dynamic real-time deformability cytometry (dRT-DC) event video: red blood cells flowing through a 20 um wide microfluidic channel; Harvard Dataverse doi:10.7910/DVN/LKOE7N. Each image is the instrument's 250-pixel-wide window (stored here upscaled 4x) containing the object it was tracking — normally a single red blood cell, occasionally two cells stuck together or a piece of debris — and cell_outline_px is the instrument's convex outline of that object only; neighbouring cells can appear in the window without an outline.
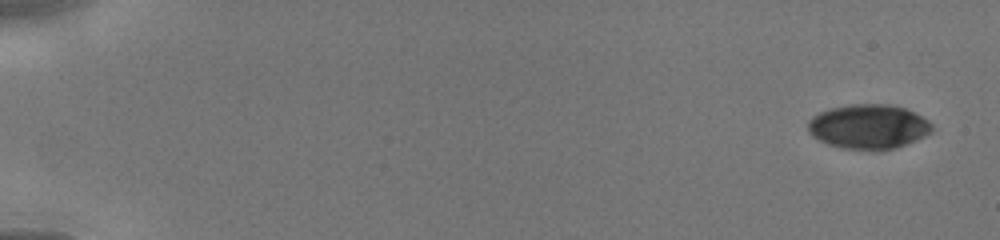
{"species": "human", "species_latin": "Homo sapiens", "temperature_condition": "cold", "stored_images_in_passage": 6, "camera_frame_rate_fps": 3000, "um_per_image_px": 0.085, "donor": {"sex": "male"}, "frame": {"image": 1, "passage_image": 1, "time_ms": 0.0, "image_size_px": [1000, 240], "cell_outline_px": [[932, 132], [916, 140], [896, 148], [880, 152], [876, 152], [840, 148], [828, 144], [812, 136], [808, 132], [808, 120], [812, 116], [820, 112], [832, 108], [848, 104], [888, 104], [904, 108], [928, 120], [932, 124]], "centroid_in_image_um": [73.81, 10.79], "position_along_channel_um": 11.2, "area_um2": 32.6}}
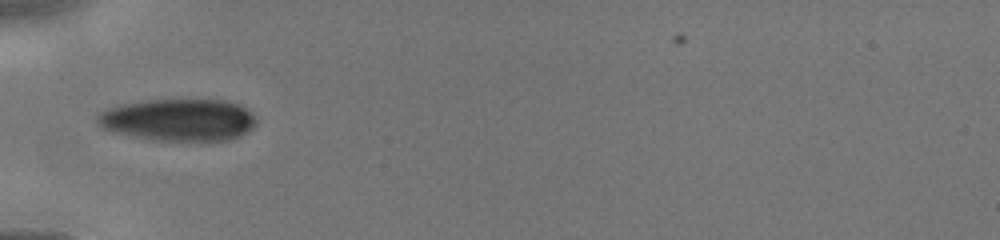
{"frame": {"image": 2, "passage_image": 5, "time_ms": 5.0, "image_size_px": [1000, 240], "cell_outline_px": [[256, 124], [252, 128], [240, 136], [228, 140], [152, 140], [112, 132], [100, 128], [96, 124], [96, 116], [100, 112], [108, 108], [120, 104], [144, 100], [224, 100], [248, 108], [252, 112], [256, 120]], "centroid_in_image_um": [15.13, 10.19], "position_along_channel_um": 69.9, "area_um2": 39.25}}
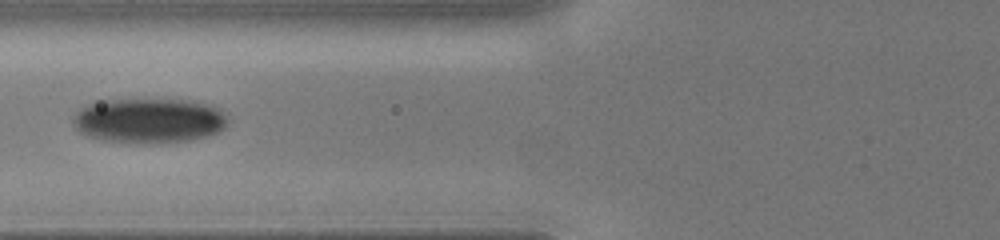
{"frame": {"image": 3, "passage_image": 6, "time_ms": 6.0, "image_size_px": [1000, 240], "cell_outline_px": [[228, 124], [220, 132], [208, 136], [192, 140], [108, 140], [88, 136], [80, 132], [76, 128], [72, 120], [72, 116], [84, 104], [100, 100], [184, 100], [208, 104], [220, 108], [228, 116]], "centroid_in_image_um": [12.69, 10.2], "position_along_channel_um": 113.1, "area_um2": 39.59}}